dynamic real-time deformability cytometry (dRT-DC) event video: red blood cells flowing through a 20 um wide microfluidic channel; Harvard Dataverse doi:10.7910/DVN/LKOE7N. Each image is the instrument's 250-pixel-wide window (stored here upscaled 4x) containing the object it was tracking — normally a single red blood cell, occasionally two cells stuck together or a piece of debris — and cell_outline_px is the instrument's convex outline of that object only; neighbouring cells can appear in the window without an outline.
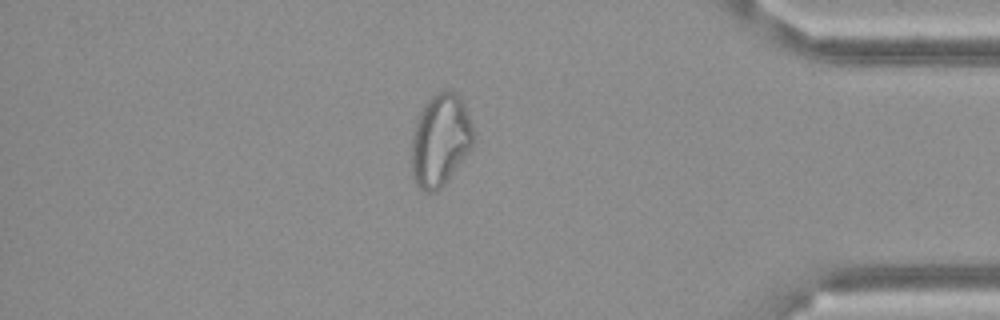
{"species": "Egyptian fruit bat (a non-hibernating species)", "species_latin": "Rousettus aegyptiacus", "temperature_condition": "cold", "stored_images_in_passage": 57, "camera_frame_rate_fps": 3000, "um_per_image_px": 0.085, "frame": {"image": 1, "passage_image": 49, "time_ms": 16.0, "image_size_px": [1000, 320], "cell_outline_px": [[472, 148], [444, 184], [436, 192], [424, 192], [412, 180], [412, 136], [420, 112], [424, 104], [436, 92], [444, 88], [456, 92], [460, 96], [464, 104], [472, 128]], "centroid_in_image_um": [37.41, 11.91], "position_along_channel_um": 397.8, "area_um2": 33.12}}